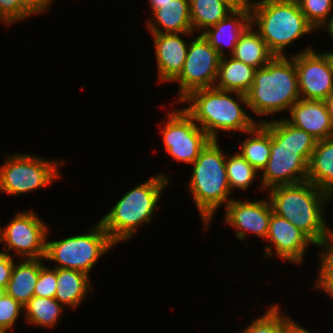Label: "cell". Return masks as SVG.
I'll return each instance as SVG.
<instances>
[{
	"label": "cell",
	"mask_w": 333,
	"mask_h": 333,
	"mask_svg": "<svg viewBox=\"0 0 333 333\" xmlns=\"http://www.w3.org/2000/svg\"><path fill=\"white\" fill-rule=\"evenodd\" d=\"M259 120L271 129L270 157L261 172L259 190L307 181L308 165L317 139L282 117Z\"/></svg>",
	"instance_id": "1"
},
{
	"label": "cell",
	"mask_w": 333,
	"mask_h": 333,
	"mask_svg": "<svg viewBox=\"0 0 333 333\" xmlns=\"http://www.w3.org/2000/svg\"><path fill=\"white\" fill-rule=\"evenodd\" d=\"M178 104H189L183 107L184 111L212 140H219V131L245 134L259 123L245 111L248 108L246 94L236 91L215 87L197 89Z\"/></svg>",
	"instance_id": "2"
},
{
	"label": "cell",
	"mask_w": 333,
	"mask_h": 333,
	"mask_svg": "<svg viewBox=\"0 0 333 333\" xmlns=\"http://www.w3.org/2000/svg\"><path fill=\"white\" fill-rule=\"evenodd\" d=\"M273 212L302 231L320 248L333 230L325 217L326 206L333 199L309 181L280 185L267 191Z\"/></svg>",
	"instance_id": "3"
},
{
	"label": "cell",
	"mask_w": 333,
	"mask_h": 333,
	"mask_svg": "<svg viewBox=\"0 0 333 333\" xmlns=\"http://www.w3.org/2000/svg\"><path fill=\"white\" fill-rule=\"evenodd\" d=\"M170 178L159 172L145 182L138 183L99 220L116 245L133 238L143 223L151 224L155 210L158 209L157 204L170 185Z\"/></svg>",
	"instance_id": "4"
},
{
	"label": "cell",
	"mask_w": 333,
	"mask_h": 333,
	"mask_svg": "<svg viewBox=\"0 0 333 333\" xmlns=\"http://www.w3.org/2000/svg\"><path fill=\"white\" fill-rule=\"evenodd\" d=\"M246 97L248 109L258 117L288 113L300 99L293 57L274 56L264 67L256 69Z\"/></svg>",
	"instance_id": "5"
},
{
	"label": "cell",
	"mask_w": 333,
	"mask_h": 333,
	"mask_svg": "<svg viewBox=\"0 0 333 333\" xmlns=\"http://www.w3.org/2000/svg\"><path fill=\"white\" fill-rule=\"evenodd\" d=\"M219 140H211L191 164L193 167L188 188L200 214L203 229L207 230L217 213L233 199L226 173V154Z\"/></svg>",
	"instance_id": "6"
},
{
	"label": "cell",
	"mask_w": 333,
	"mask_h": 333,
	"mask_svg": "<svg viewBox=\"0 0 333 333\" xmlns=\"http://www.w3.org/2000/svg\"><path fill=\"white\" fill-rule=\"evenodd\" d=\"M250 19L274 56H288L285 53L288 47L301 37L317 32L296 0H253Z\"/></svg>",
	"instance_id": "7"
},
{
	"label": "cell",
	"mask_w": 333,
	"mask_h": 333,
	"mask_svg": "<svg viewBox=\"0 0 333 333\" xmlns=\"http://www.w3.org/2000/svg\"><path fill=\"white\" fill-rule=\"evenodd\" d=\"M116 244L98 221L84 234H74L59 240L46 238L45 261L53 264V268H63L85 272L90 276L93 267L102 256Z\"/></svg>",
	"instance_id": "8"
},
{
	"label": "cell",
	"mask_w": 333,
	"mask_h": 333,
	"mask_svg": "<svg viewBox=\"0 0 333 333\" xmlns=\"http://www.w3.org/2000/svg\"><path fill=\"white\" fill-rule=\"evenodd\" d=\"M63 165L64 160L41 158L30 153L5 155L0 166V193L18 196L49 187L62 177Z\"/></svg>",
	"instance_id": "9"
},
{
	"label": "cell",
	"mask_w": 333,
	"mask_h": 333,
	"mask_svg": "<svg viewBox=\"0 0 333 333\" xmlns=\"http://www.w3.org/2000/svg\"><path fill=\"white\" fill-rule=\"evenodd\" d=\"M49 227L34 210L17 212L7 225L0 226L2 252L15 259L45 258Z\"/></svg>",
	"instance_id": "10"
},
{
	"label": "cell",
	"mask_w": 333,
	"mask_h": 333,
	"mask_svg": "<svg viewBox=\"0 0 333 333\" xmlns=\"http://www.w3.org/2000/svg\"><path fill=\"white\" fill-rule=\"evenodd\" d=\"M160 127L163 149L172 160L191 165L212 140L181 107L169 110Z\"/></svg>",
	"instance_id": "11"
},
{
	"label": "cell",
	"mask_w": 333,
	"mask_h": 333,
	"mask_svg": "<svg viewBox=\"0 0 333 333\" xmlns=\"http://www.w3.org/2000/svg\"><path fill=\"white\" fill-rule=\"evenodd\" d=\"M195 37V38H194ZM189 41L182 71L171 82L178 83L179 87L176 102L178 104L189 93L197 89L214 87L218 75V68L221 56L217 50L203 37L202 34L192 36Z\"/></svg>",
	"instance_id": "12"
},
{
	"label": "cell",
	"mask_w": 333,
	"mask_h": 333,
	"mask_svg": "<svg viewBox=\"0 0 333 333\" xmlns=\"http://www.w3.org/2000/svg\"><path fill=\"white\" fill-rule=\"evenodd\" d=\"M289 56L295 61L300 98L325 101L333 93V67L327 53L308 45Z\"/></svg>",
	"instance_id": "13"
},
{
	"label": "cell",
	"mask_w": 333,
	"mask_h": 333,
	"mask_svg": "<svg viewBox=\"0 0 333 333\" xmlns=\"http://www.w3.org/2000/svg\"><path fill=\"white\" fill-rule=\"evenodd\" d=\"M267 199L240 201L233 198L225 207L224 222L235 228L234 233L239 241H246L248 233H253L263 241L266 239L273 208Z\"/></svg>",
	"instance_id": "14"
},
{
	"label": "cell",
	"mask_w": 333,
	"mask_h": 333,
	"mask_svg": "<svg viewBox=\"0 0 333 333\" xmlns=\"http://www.w3.org/2000/svg\"><path fill=\"white\" fill-rule=\"evenodd\" d=\"M264 241L271 244L263 247L265 259H270L274 255L295 265H302L308 247L315 246L302 231L274 212L271 214L268 234Z\"/></svg>",
	"instance_id": "15"
},
{
	"label": "cell",
	"mask_w": 333,
	"mask_h": 333,
	"mask_svg": "<svg viewBox=\"0 0 333 333\" xmlns=\"http://www.w3.org/2000/svg\"><path fill=\"white\" fill-rule=\"evenodd\" d=\"M195 33L151 34L157 65V83H171L182 71L189 43L182 35L191 37ZM191 35V36H190Z\"/></svg>",
	"instance_id": "16"
},
{
	"label": "cell",
	"mask_w": 333,
	"mask_h": 333,
	"mask_svg": "<svg viewBox=\"0 0 333 333\" xmlns=\"http://www.w3.org/2000/svg\"><path fill=\"white\" fill-rule=\"evenodd\" d=\"M288 113V118L284 119L289 124L310 133L317 140L333 137V122L325 101L300 98Z\"/></svg>",
	"instance_id": "17"
},
{
	"label": "cell",
	"mask_w": 333,
	"mask_h": 333,
	"mask_svg": "<svg viewBox=\"0 0 333 333\" xmlns=\"http://www.w3.org/2000/svg\"><path fill=\"white\" fill-rule=\"evenodd\" d=\"M250 24V7L235 9L226 18L201 34L223 57L226 54V48L230 49L229 55L234 52L239 37Z\"/></svg>",
	"instance_id": "18"
},
{
	"label": "cell",
	"mask_w": 333,
	"mask_h": 333,
	"mask_svg": "<svg viewBox=\"0 0 333 333\" xmlns=\"http://www.w3.org/2000/svg\"><path fill=\"white\" fill-rule=\"evenodd\" d=\"M150 34L194 33L190 21L189 0H172L161 4L146 20Z\"/></svg>",
	"instance_id": "19"
},
{
	"label": "cell",
	"mask_w": 333,
	"mask_h": 333,
	"mask_svg": "<svg viewBox=\"0 0 333 333\" xmlns=\"http://www.w3.org/2000/svg\"><path fill=\"white\" fill-rule=\"evenodd\" d=\"M85 272L57 268V289L55 299L65 308L79 309L83 301L88 298L89 293L94 291Z\"/></svg>",
	"instance_id": "20"
},
{
	"label": "cell",
	"mask_w": 333,
	"mask_h": 333,
	"mask_svg": "<svg viewBox=\"0 0 333 333\" xmlns=\"http://www.w3.org/2000/svg\"><path fill=\"white\" fill-rule=\"evenodd\" d=\"M44 262V258L16 259L10 281L5 288L6 294L24 306L34 296V288Z\"/></svg>",
	"instance_id": "21"
},
{
	"label": "cell",
	"mask_w": 333,
	"mask_h": 333,
	"mask_svg": "<svg viewBox=\"0 0 333 333\" xmlns=\"http://www.w3.org/2000/svg\"><path fill=\"white\" fill-rule=\"evenodd\" d=\"M307 181L333 197V137L317 140L308 165Z\"/></svg>",
	"instance_id": "22"
},
{
	"label": "cell",
	"mask_w": 333,
	"mask_h": 333,
	"mask_svg": "<svg viewBox=\"0 0 333 333\" xmlns=\"http://www.w3.org/2000/svg\"><path fill=\"white\" fill-rule=\"evenodd\" d=\"M226 56L220 58L214 87L246 94L253 84L256 68Z\"/></svg>",
	"instance_id": "23"
},
{
	"label": "cell",
	"mask_w": 333,
	"mask_h": 333,
	"mask_svg": "<svg viewBox=\"0 0 333 333\" xmlns=\"http://www.w3.org/2000/svg\"><path fill=\"white\" fill-rule=\"evenodd\" d=\"M245 133L248 136L240 142L238 152L261 173L270 157L271 129L265 122L257 123Z\"/></svg>",
	"instance_id": "24"
},
{
	"label": "cell",
	"mask_w": 333,
	"mask_h": 333,
	"mask_svg": "<svg viewBox=\"0 0 333 333\" xmlns=\"http://www.w3.org/2000/svg\"><path fill=\"white\" fill-rule=\"evenodd\" d=\"M230 56L256 69L264 67L274 57L259 32L251 24L239 37Z\"/></svg>",
	"instance_id": "25"
},
{
	"label": "cell",
	"mask_w": 333,
	"mask_h": 333,
	"mask_svg": "<svg viewBox=\"0 0 333 333\" xmlns=\"http://www.w3.org/2000/svg\"><path fill=\"white\" fill-rule=\"evenodd\" d=\"M189 6L192 30L194 33L197 32V35L216 25L235 10L225 0H189Z\"/></svg>",
	"instance_id": "26"
},
{
	"label": "cell",
	"mask_w": 333,
	"mask_h": 333,
	"mask_svg": "<svg viewBox=\"0 0 333 333\" xmlns=\"http://www.w3.org/2000/svg\"><path fill=\"white\" fill-rule=\"evenodd\" d=\"M65 307L55 298H42L33 296L24 305V320L30 325L39 328H52L64 317Z\"/></svg>",
	"instance_id": "27"
},
{
	"label": "cell",
	"mask_w": 333,
	"mask_h": 333,
	"mask_svg": "<svg viewBox=\"0 0 333 333\" xmlns=\"http://www.w3.org/2000/svg\"><path fill=\"white\" fill-rule=\"evenodd\" d=\"M280 306L277 302L271 304L264 314L255 317L239 333H286L296 321L282 312Z\"/></svg>",
	"instance_id": "28"
},
{
	"label": "cell",
	"mask_w": 333,
	"mask_h": 333,
	"mask_svg": "<svg viewBox=\"0 0 333 333\" xmlns=\"http://www.w3.org/2000/svg\"><path fill=\"white\" fill-rule=\"evenodd\" d=\"M226 173L231 193L234 189L245 191L260 173L238 152L226 154Z\"/></svg>",
	"instance_id": "29"
},
{
	"label": "cell",
	"mask_w": 333,
	"mask_h": 333,
	"mask_svg": "<svg viewBox=\"0 0 333 333\" xmlns=\"http://www.w3.org/2000/svg\"><path fill=\"white\" fill-rule=\"evenodd\" d=\"M301 12L317 31L333 11V0H296Z\"/></svg>",
	"instance_id": "30"
},
{
	"label": "cell",
	"mask_w": 333,
	"mask_h": 333,
	"mask_svg": "<svg viewBox=\"0 0 333 333\" xmlns=\"http://www.w3.org/2000/svg\"><path fill=\"white\" fill-rule=\"evenodd\" d=\"M24 306L5 294L0 301V330H12L16 327Z\"/></svg>",
	"instance_id": "31"
},
{
	"label": "cell",
	"mask_w": 333,
	"mask_h": 333,
	"mask_svg": "<svg viewBox=\"0 0 333 333\" xmlns=\"http://www.w3.org/2000/svg\"><path fill=\"white\" fill-rule=\"evenodd\" d=\"M44 264L40 271L34 288V296L42 298H55L57 289V268H49Z\"/></svg>",
	"instance_id": "32"
},
{
	"label": "cell",
	"mask_w": 333,
	"mask_h": 333,
	"mask_svg": "<svg viewBox=\"0 0 333 333\" xmlns=\"http://www.w3.org/2000/svg\"><path fill=\"white\" fill-rule=\"evenodd\" d=\"M30 18L21 8L20 0H0V21L13 25L18 21Z\"/></svg>",
	"instance_id": "33"
},
{
	"label": "cell",
	"mask_w": 333,
	"mask_h": 333,
	"mask_svg": "<svg viewBox=\"0 0 333 333\" xmlns=\"http://www.w3.org/2000/svg\"><path fill=\"white\" fill-rule=\"evenodd\" d=\"M319 249L322 250L318 254L320 264L317 276H333V230Z\"/></svg>",
	"instance_id": "34"
},
{
	"label": "cell",
	"mask_w": 333,
	"mask_h": 333,
	"mask_svg": "<svg viewBox=\"0 0 333 333\" xmlns=\"http://www.w3.org/2000/svg\"><path fill=\"white\" fill-rule=\"evenodd\" d=\"M54 0H20V8L29 16L44 14L49 11Z\"/></svg>",
	"instance_id": "35"
},
{
	"label": "cell",
	"mask_w": 333,
	"mask_h": 333,
	"mask_svg": "<svg viewBox=\"0 0 333 333\" xmlns=\"http://www.w3.org/2000/svg\"><path fill=\"white\" fill-rule=\"evenodd\" d=\"M15 259L0 249V287L6 288L10 281Z\"/></svg>",
	"instance_id": "36"
},
{
	"label": "cell",
	"mask_w": 333,
	"mask_h": 333,
	"mask_svg": "<svg viewBox=\"0 0 333 333\" xmlns=\"http://www.w3.org/2000/svg\"><path fill=\"white\" fill-rule=\"evenodd\" d=\"M323 292L330 300L333 299V276H317L311 289Z\"/></svg>",
	"instance_id": "37"
},
{
	"label": "cell",
	"mask_w": 333,
	"mask_h": 333,
	"mask_svg": "<svg viewBox=\"0 0 333 333\" xmlns=\"http://www.w3.org/2000/svg\"><path fill=\"white\" fill-rule=\"evenodd\" d=\"M325 30L328 32V35H330V39L333 40V12L332 14L327 18V20L318 28L317 31Z\"/></svg>",
	"instance_id": "38"
},
{
	"label": "cell",
	"mask_w": 333,
	"mask_h": 333,
	"mask_svg": "<svg viewBox=\"0 0 333 333\" xmlns=\"http://www.w3.org/2000/svg\"><path fill=\"white\" fill-rule=\"evenodd\" d=\"M230 3L235 9L250 7L253 0H225Z\"/></svg>",
	"instance_id": "39"
},
{
	"label": "cell",
	"mask_w": 333,
	"mask_h": 333,
	"mask_svg": "<svg viewBox=\"0 0 333 333\" xmlns=\"http://www.w3.org/2000/svg\"><path fill=\"white\" fill-rule=\"evenodd\" d=\"M286 333H315L295 322Z\"/></svg>",
	"instance_id": "40"
},
{
	"label": "cell",
	"mask_w": 333,
	"mask_h": 333,
	"mask_svg": "<svg viewBox=\"0 0 333 333\" xmlns=\"http://www.w3.org/2000/svg\"><path fill=\"white\" fill-rule=\"evenodd\" d=\"M172 0H148V5L151 8V14L158 8L161 7V4H165L166 2H169Z\"/></svg>",
	"instance_id": "41"
},
{
	"label": "cell",
	"mask_w": 333,
	"mask_h": 333,
	"mask_svg": "<svg viewBox=\"0 0 333 333\" xmlns=\"http://www.w3.org/2000/svg\"><path fill=\"white\" fill-rule=\"evenodd\" d=\"M325 103L333 122V93L325 100Z\"/></svg>",
	"instance_id": "42"
},
{
	"label": "cell",
	"mask_w": 333,
	"mask_h": 333,
	"mask_svg": "<svg viewBox=\"0 0 333 333\" xmlns=\"http://www.w3.org/2000/svg\"><path fill=\"white\" fill-rule=\"evenodd\" d=\"M325 52L327 53L333 67V50L332 51L326 50Z\"/></svg>",
	"instance_id": "43"
},
{
	"label": "cell",
	"mask_w": 333,
	"mask_h": 333,
	"mask_svg": "<svg viewBox=\"0 0 333 333\" xmlns=\"http://www.w3.org/2000/svg\"><path fill=\"white\" fill-rule=\"evenodd\" d=\"M5 294H6L5 288L0 287V301Z\"/></svg>",
	"instance_id": "44"
},
{
	"label": "cell",
	"mask_w": 333,
	"mask_h": 333,
	"mask_svg": "<svg viewBox=\"0 0 333 333\" xmlns=\"http://www.w3.org/2000/svg\"><path fill=\"white\" fill-rule=\"evenodd\" d=\"M12 330H0V333H11Z\"/></svg>",
	"instance_id": "45"
}]
</instances>
